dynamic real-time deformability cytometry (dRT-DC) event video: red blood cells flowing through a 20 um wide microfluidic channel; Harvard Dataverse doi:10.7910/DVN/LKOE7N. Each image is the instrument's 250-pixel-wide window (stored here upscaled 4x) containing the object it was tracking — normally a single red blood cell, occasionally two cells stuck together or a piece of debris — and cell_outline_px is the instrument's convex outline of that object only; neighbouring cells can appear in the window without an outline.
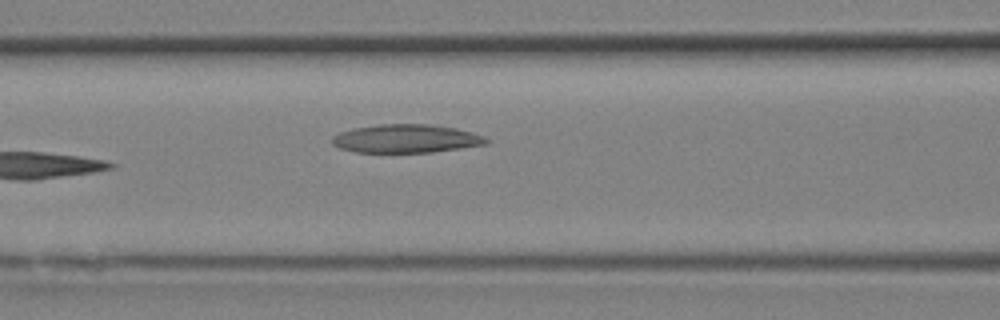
{"species": "Egyptian fruit bat (a non-hibernating species)", "species_latin": "Rousettus aegyptiacus", "temperature_condition": "room temperature", "stored_images_in_passage": 8, "camera_frame_rate_fps": 3000, "um_per_image_px": 0.085, "animal": {"sex": "female"}, "frame": {"image": 1, "passage_image": 8, "time_ms": 2.333, "image_size_px": [1000, 320], "cell_outline_px": [[488, 144], [432, 152], [356, 152], [340, 148], [332, 144], [332, 136], [340, 132], [352, 128], [380, 124], [432, 124], [456, 128], [472, 132], [484, 136], [488, 140]], "centroid_in_image_um": [34.52, 11.77], "position_along_channel_um": 132.1, "area_um2": 25.55}}